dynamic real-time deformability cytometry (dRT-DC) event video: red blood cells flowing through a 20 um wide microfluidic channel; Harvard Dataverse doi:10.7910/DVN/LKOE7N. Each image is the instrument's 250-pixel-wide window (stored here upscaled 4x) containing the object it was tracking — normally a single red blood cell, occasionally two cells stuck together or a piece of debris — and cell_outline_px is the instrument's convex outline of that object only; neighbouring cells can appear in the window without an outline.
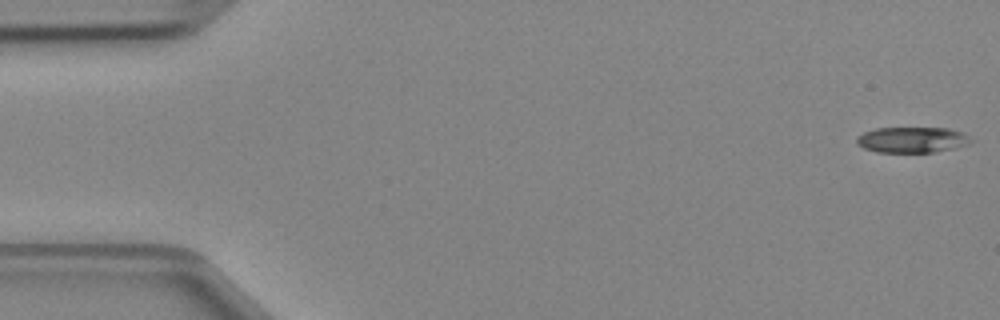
{"species": "Egyptian fruit bat (a non-hibernating species)", "species_latin": "Rousettus aegyptiacus", "temperature_condition": "cold", "stored_images_in_passage": 6, "camera_frame_rate_fps": 3000, "um_per_image_px": 0.085, "animal": {"sex": "female"}, "frame": {"image": 1, "passage_image": 1, "time_ms": 0.0, "image_size_px": [1000, 320], "cell_outline_px": [[976, 140], [968, 144], [956, 148], [936, 152], [876, 152], [864, 148], [856, 144], [856, 136], [864, 132], [876, 128], [948, 128], [964, 132]], "centroid_in_image_um": [77.57, 11.88], "position_along_channel_um": 7.4, "area_um2": 17.46}}
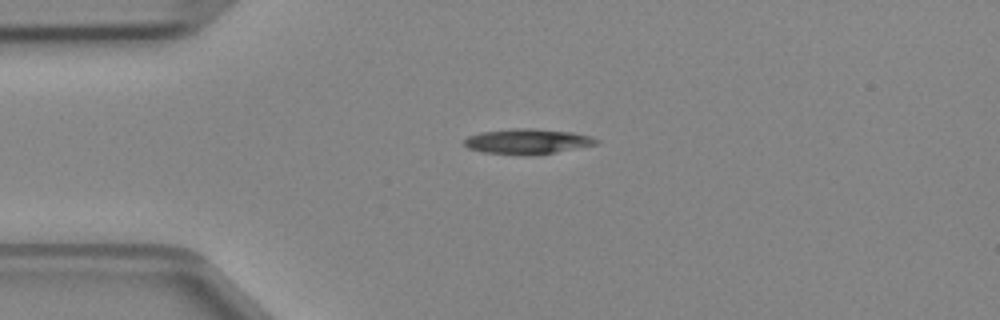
{"frame": {"image": 2, "passage_image": 3, "time_ms": 0.667, "image_size_px": [1000, 320], "cell_outline_px": [[600, 140], [596, 144], [556, 152], [532, 156], [524, 156], [484, 152], [468, 148], [464, 144], [464, 140], [468, 136], [480, 132], [516, 128], [532, 128], [572, 132], [592, 136]], "centroid_in_image_um": [44.83, 12.03], "position_along_channel_um": 40.2, "area_um2": 19.54}}
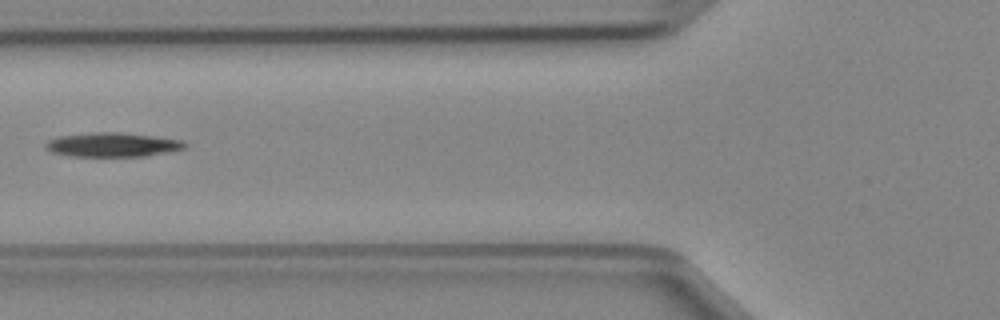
{"frame": {"image": 3, "passage_image": 5, "time_ms": 1.333, "image_size_px": [1000, 320], "cell_outline_px": [[188, 148], [168, 152], [144, 156], [68, 156], [52, 152], [44, 148], [44, 144], [48, 140], [60, 136], [88, 132], [120, 132], [184, 140], [188, 144]], "centroid_in_image_um": [9.57, 12.3], "position_along_channel_um": 116.2, "area_um2": 19.83}}